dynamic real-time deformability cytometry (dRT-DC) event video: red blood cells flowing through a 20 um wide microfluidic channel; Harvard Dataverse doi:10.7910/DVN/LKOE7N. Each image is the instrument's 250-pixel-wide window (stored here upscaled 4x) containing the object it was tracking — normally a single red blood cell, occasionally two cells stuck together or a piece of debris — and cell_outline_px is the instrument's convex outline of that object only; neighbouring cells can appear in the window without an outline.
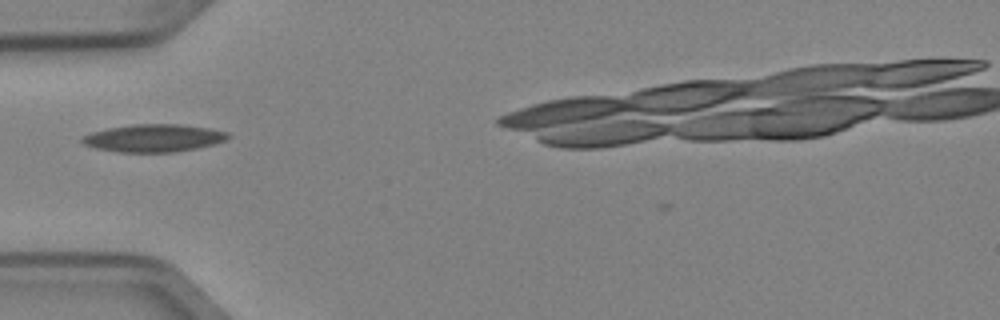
{"species": "Egyptian fruit bat (a non-hibernating species)", "species_latin": "Rousettus aegyptiacus", "temperature_condition": "cold", "stored_images_in_passage": 28, "camera_frame_rate_fps": 3000, "um_per_image_px": 0.085, "animal": {"sex": "female"}, "frame": {"image": 1, "passage_image": 1, "time_ms": 0.0, "image_size_px": [1000, 320], "cell_outline_px": [[232, 136], [228, 140], [216, 144], [176, 152], [116, 152], [96, 148], [84, 144], [80, 140], [84, 136], [92, 132], [108, 128], [132, 124], [180, 124], [208, 128], [228, 132]], "centroid_in_image_um": [13.11, 11.74], "position_along_channel_um": 71.9, "area_um2": 23.64}}
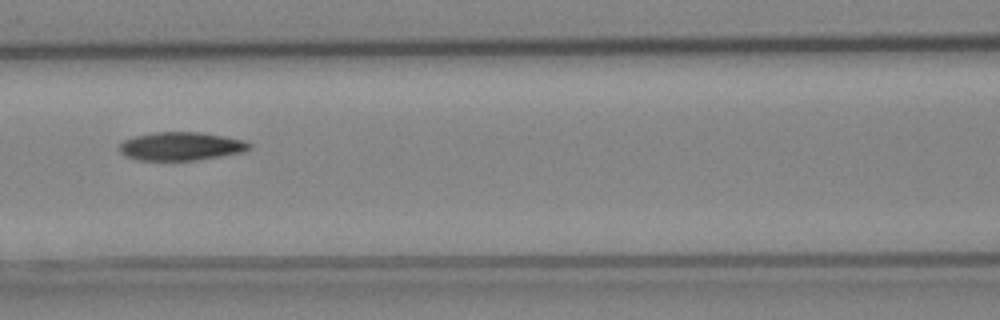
{"frame": {"image": 2, "passage_image": 7, "time_ms": 2.0, "image_size_px": [1000, 320], "cell_outline_px": [[252, 144], [248, 148], [240, 152], [192, 160], [136, 160], [124, 156], [120, 152], [120, 144], [124, 140], [136, 136], [152, 132], [200, 132], [224, 136], [244, 140]], "centroid_in_image_um": [15.32, 12.42], "position_along_channel_um": 151.3, "area_um2": 21.15}}
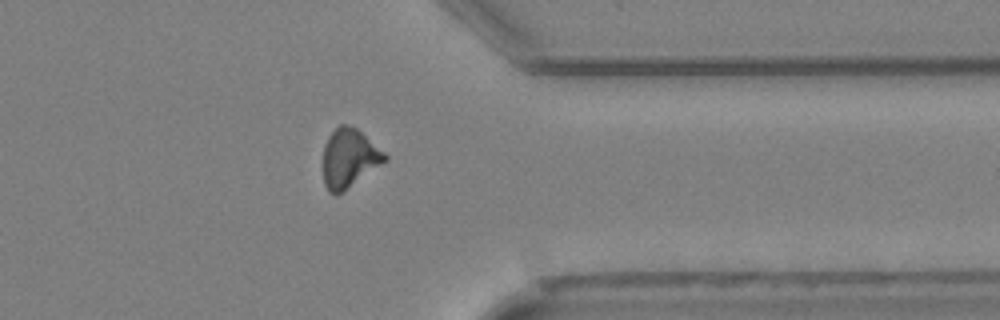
{"frame": {"image": 3, "passage_image": 25, "time_ms": 8.0, "image_size_px": [1000, 320], "cell_outline_px": [[388, 160], [344, 192], [336, 196], [328, 192], [324, 184], [324, 144], [328, 136], [340, 124], [348, 124], [356, 128], [384, 152], [388, 156]], "centroid_in_image_um": [29.68, 13.48], "position_along_channel_um": 381.7, "area_um2": 21.27}, "authors_computed_cell_mechanics": {"area_um2": 21.386, "velocity_mm_per_s": 3.9671, "shape_relaxation_time_tau1_ms": 9.1097, "shape_relaxation_time_tau2_ms": 10.6172, "deformation_change_tau1": 0.1931, "deformation_change_tau2": 0.2052}}